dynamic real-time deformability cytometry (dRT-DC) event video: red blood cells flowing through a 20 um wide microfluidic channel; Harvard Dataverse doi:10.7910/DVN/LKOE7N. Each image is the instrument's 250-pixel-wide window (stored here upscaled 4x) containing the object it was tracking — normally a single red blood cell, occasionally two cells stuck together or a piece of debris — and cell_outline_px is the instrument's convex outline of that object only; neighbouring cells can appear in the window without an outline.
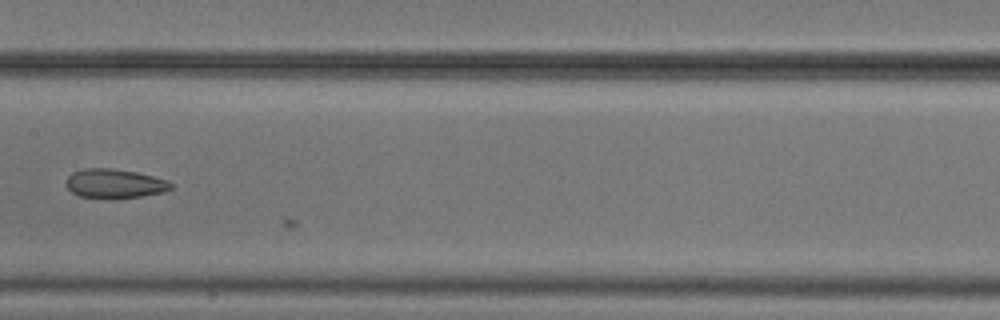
{"species": "common noctule bat (a hibernating species)", "species_latin": "Nyctalus noctula", "temperature_condition": "cold", "stored_images_in_passage": 28, "camera_frame_rate_fps": 3000, "um_per_image_px": 0.085, "animal": {"sex": "male", "body_mass_g": 20.5, "forearm_length_mm": 52.5}, "frame": {"image": 1, "passage_image": 27, "time_ms": 8.667, "image_size_px": [1000, 320], "cell_outline_px": [[172, 188], [164, 192], [116, 200], [80, 196], [72, 192], [68, 188], [68, 176], [72, 172], [84, 168], [112, 168], [136, 172], [168, 180], [172, 184]], "centroid_in_image_um": [9.76, 15.62], "position_along_channel_um": 197.6, "area_um2": 17.98}}